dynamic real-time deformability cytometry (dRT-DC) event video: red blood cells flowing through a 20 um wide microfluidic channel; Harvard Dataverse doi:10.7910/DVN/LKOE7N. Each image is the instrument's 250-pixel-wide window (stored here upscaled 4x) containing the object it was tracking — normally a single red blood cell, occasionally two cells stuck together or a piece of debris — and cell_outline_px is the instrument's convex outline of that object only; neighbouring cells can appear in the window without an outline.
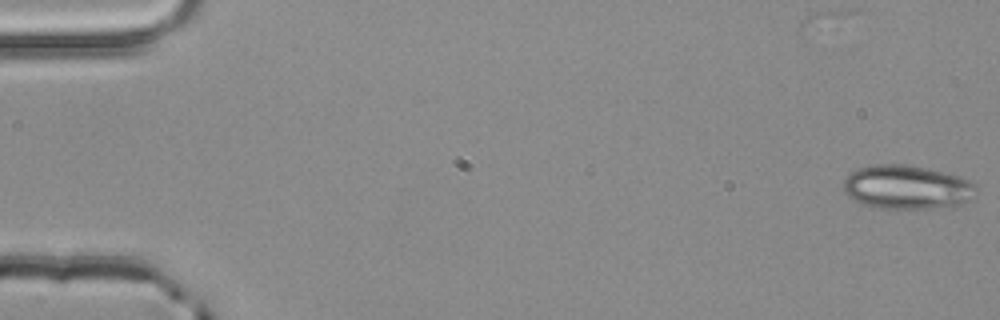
{"species": "common noctule bat (a hibernating species)", "species_latin": "Nyctalus noctula", "temperature_condition": "room temperature", "stored_images_in_passage": 2, "camera_frame_rate_fps": 3000, "um_per_image_px": 0.085, "animal": {"sex": "male", "body_mass_g": 20.4}, "frame": {"image": 1, "passage_image": 2, "time_ms": 0.333, "image_size_px": [1000, 320], "cell_outline_px": [[976, 188], [960, 204], [932, 208], [880, 208], [864, 204], [848, 196], [844, 192], [844, 180], [852, 172], [860, 168], [876, 164], [904, 164], [944, 172], [968, 180], [976, 184]], "centroid_in_image_um": [77.02, 15.9], "position_along_channel_um": 8.0, "area_um2": 33.06}}